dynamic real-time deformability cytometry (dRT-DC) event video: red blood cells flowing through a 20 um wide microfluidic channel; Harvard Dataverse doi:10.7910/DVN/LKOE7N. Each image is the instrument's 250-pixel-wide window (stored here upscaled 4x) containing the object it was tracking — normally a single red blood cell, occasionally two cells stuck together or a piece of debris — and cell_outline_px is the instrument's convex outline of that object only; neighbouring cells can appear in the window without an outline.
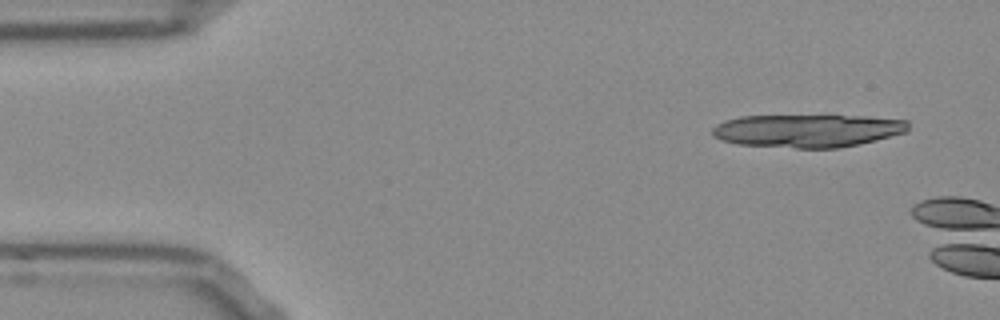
{"species": "Egyptian fruit bat (a non-hibernating species)", "species_latin": "Rousettus aegyptiacus", "temperature_condition": "room temperature", "stored_images_in_passage": 6, "camera_frame_rate_fps": 3000, "um_per_image_px": 0.085, "frame": {"image": 1, "passage_image": 3, "time_ms": 0.667, "image_size_px": [1000, 320], "cell_outline_px": [[908, 132], [860, 144], [840, 148], [796, 148], [740, 144], [720, 140], [712, 136], [712, 128], [716, 124], [724, 120], [740, 116], [864, 116], [908, 120]], "centroid_in_image_um": [68.64, 11.11], "position_along_channel_um": 16.4, "area_um2": 37.8}}